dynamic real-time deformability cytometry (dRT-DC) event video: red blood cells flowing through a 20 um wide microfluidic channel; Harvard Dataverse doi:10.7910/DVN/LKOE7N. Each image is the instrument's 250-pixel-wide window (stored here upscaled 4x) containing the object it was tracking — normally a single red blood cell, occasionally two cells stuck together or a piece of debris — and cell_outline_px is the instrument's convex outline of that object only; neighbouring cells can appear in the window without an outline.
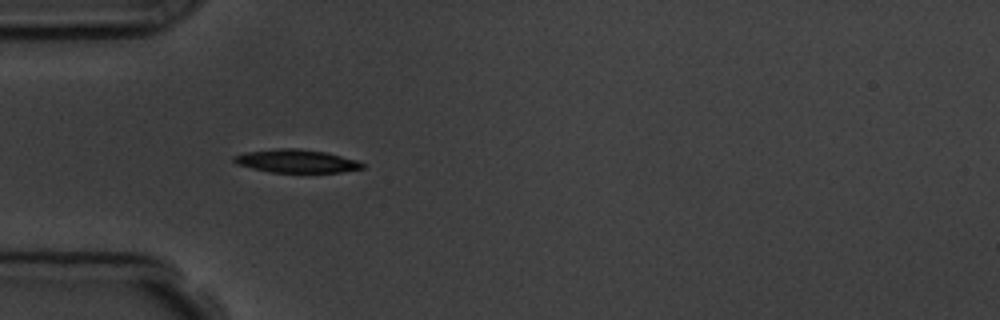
{"species": "common noctule bat (a hibernating species)", "species_latin": "Nyctalus noctula", "temperature_condition": "room temperature", "stored_images_in_passage": 7, "camera_frame_rate_fps": 3000, "um_per_image_px": 0.085, "animal": {"sex": "male", "body_mass_g": 19.5, "forearm_length_mm": 54.6}, "frame": {"image": 1, "passage_image": 4, "time_ms": 3.333, "image_size_px": [1000, 320], "cell_outline_px": [[364, 168], [340, 172], [268, 172], [236, 164], [232, 160], [232, 156], [248, 152], [280, 148], [296, 148], [324, 152], [356, 160], [364, 164]], "centroid_in_image_um": [25.16, 13.7], "position_along_channel_um": 59.8, "area_um2": 17.11}}